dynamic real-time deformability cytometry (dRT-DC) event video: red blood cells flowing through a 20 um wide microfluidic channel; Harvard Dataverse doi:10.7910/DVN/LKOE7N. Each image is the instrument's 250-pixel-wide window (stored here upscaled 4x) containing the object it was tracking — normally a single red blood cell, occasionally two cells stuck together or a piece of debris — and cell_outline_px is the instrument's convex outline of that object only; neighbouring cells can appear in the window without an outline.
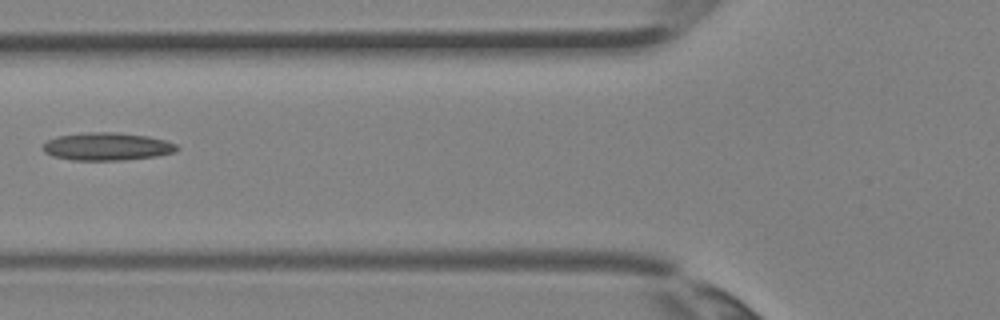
{"species": "Egyptian fruit bat (a non-hibernating species)", "species_latin": "Rousettus aegyptiacus", "temperature_condition": "room temperature", "stored_images_in_passage": 3, "camera_frame_rate_fps": 3000, "um_per_image_px": 0.085, "animal": {"sex": "female"}, "frame": {"image": 1, "passage_image": 3, "time_ms": 0.667, "image_size_px": [1000, 320], "cell_outline_px": [[180, 148], [176, 152], [156, 156], [124, 160], [72, 160], [52, 156], [44, 152], [40, 148], [48, 140], [56, 136], [88, 132], [112, 132], [148, 136], [164, 140], [176, 144]], "centroid_in_image_um": [9.08, 12.46], "position_along_channel_um": 116.7, "area_um2": 21.79}}